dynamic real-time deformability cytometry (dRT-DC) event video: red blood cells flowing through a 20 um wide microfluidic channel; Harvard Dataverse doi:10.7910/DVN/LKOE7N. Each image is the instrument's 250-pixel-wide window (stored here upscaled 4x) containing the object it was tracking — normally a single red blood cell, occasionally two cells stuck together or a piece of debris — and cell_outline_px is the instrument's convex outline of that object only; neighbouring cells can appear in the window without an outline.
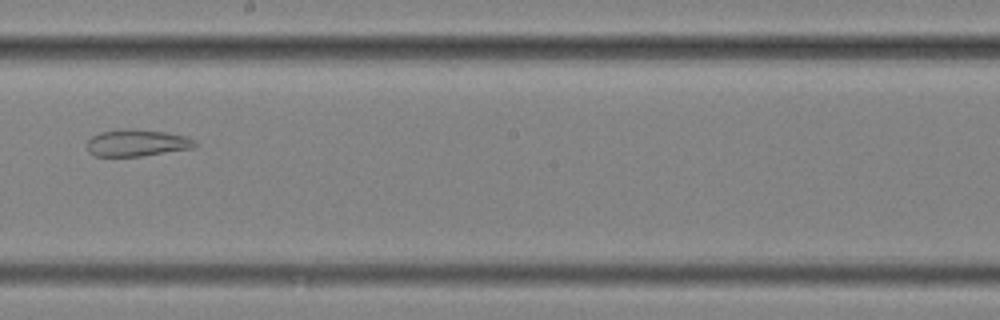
{"species": "common noctule bat (a hibernating species)", "species_latin": "Nyctalus noctula", "temperature_condition": "cold", "stored_images_in_passage": 7, "camera_frame_rate_fps": 3000, "um_per_image_px": 0.085, "animal": {"sex": "female", "body_mass_g": 25.1}, "frame": {"image": 1, "passage_image": 7, "time_ms": 2.0, "image_size_px": [1000, 320], "cell_outline_px": [[196, 144], [192, 148], [140, 156], [96, 156], [88, 152], [88, 140], [92, 136], [100, 132], [120, 128], [132, 128], [164, 132], [188, 136], [196, 140]], "centroid_in_image_um": [11.63, 12.13], "position_along_channel_um": 236.6, "area_um2": 16.94}}